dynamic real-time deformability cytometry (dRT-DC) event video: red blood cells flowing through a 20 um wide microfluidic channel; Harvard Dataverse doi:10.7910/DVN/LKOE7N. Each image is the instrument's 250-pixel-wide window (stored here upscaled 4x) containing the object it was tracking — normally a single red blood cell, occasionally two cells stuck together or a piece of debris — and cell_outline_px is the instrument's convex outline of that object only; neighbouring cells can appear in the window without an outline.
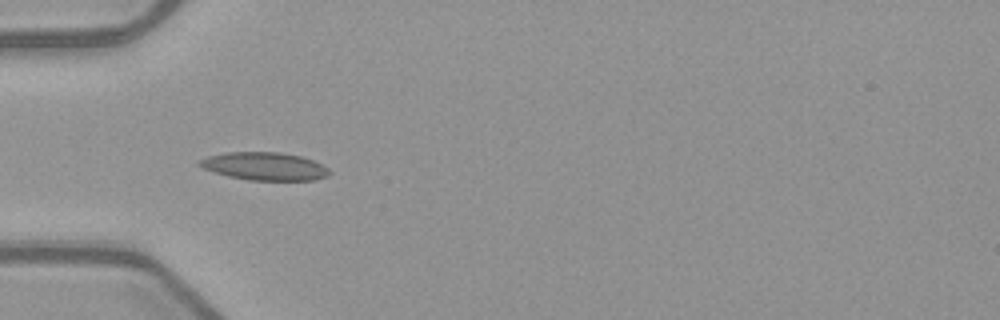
{"species": "common noctule bat (a hibernating species)", "species_latin": "Nyctalus noctula", "temperature_condition": "warm", "stored_images_in_passage": 15, "camera_frame_rate_fps": 3000, "um_per_image_px": 0.085, "animal": {"sex": "female", "body_mass_g": 21.9}, "frame": {"image": 1, "passage_image": 3, "time_ms": 0.667, "image_size_px": [1000, 320], "cell_outline_px": [[332, 172], [328, 176], [312, 180], [248, 180], [228, 176], [204, 168], [196, 164], [200, 160], [208, 156], [224, 152], [280, 152], [300, 156], [312, 160], [328, 168]], "centroid_in_image_um": [22.49, 14.13], "position_along_channel_um": 62.5, "area_um2": 21.04}}
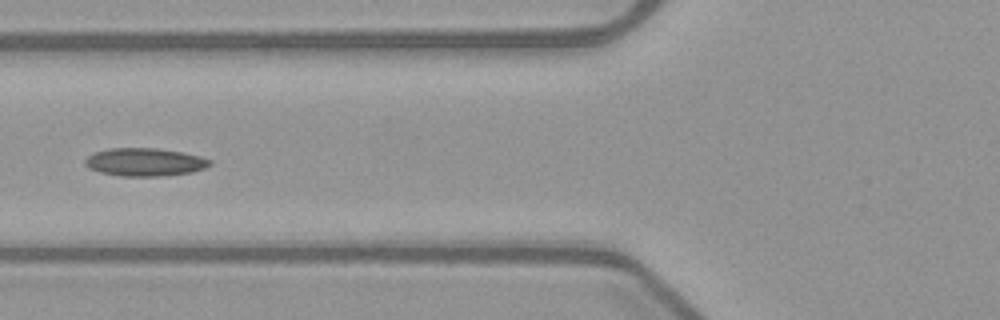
{"frame": {"image": 2, "passage_image": 7, "time_ms": 2.0, "image_size_px": [1000, 320], "cell_outline_px": [[212, 164], [204, 168], [192, 172], [164, 176], [120, 176], [100, 172], [88, 168], [84, 164], [84, 160], [92, 152], [108, 148], [156, 148], [180, 152], [200, 156], [212, 160]], "centroid_in_image_um": [12.28, 13.77], "position_along_channel_um": 113.5, "area_um2": 20.52}}
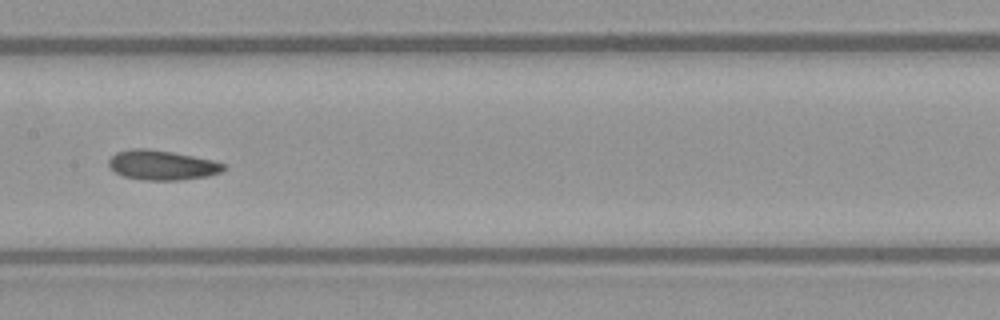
{"frame": {"image": 3, "passage_image": 13, "time_ms": 4.0, "image_size_px": [1000, 320], "cell_outline_px": [[228, 168], [220, 172], [208, 176], [176, 180], [144, 180], [124, 176], [116, 172], [108, 164], [108, 160], [116, 152], [132, 148], [148, 148], [172, 152], [212, 160], [224, 164]], "centroid_in_image_um": [13.77, 14.03], "position_along_channel_um": 193.6, "area_um2": 19.77}}